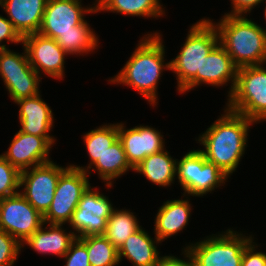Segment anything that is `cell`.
<instances>
[{"instance_id": "cell-14", "label": "cell", "mask_w": 266, "mask_h": 266, "mask_svg": "<svg viewBox=\"0 0 266 266\" xmlns=\"http://www.w3.org/2000/svg\"><path fill=\"white\" fill-rule=\"evenodd\" d=\"M29 62L34 70L42 77L48 75L55 80H63L65 76V57L68 55L54 40L39 33L23 37Z\"/></svg>"}, {"instance_id": "cell-31", "label": "cell", "mask_w": 266, "mask_h": 266, "mask_svg": "<svg viewBox=\"0 0 266 266\" xmlns=\"http://www.w3.org/2000/svg\"><path fill=\"white\" fill-rule=\"evenodd\" d=\"M22 245L10 234L0 230V266H14Z\"/></svg>"}, {"instance_id": "cell-11", "label": "cell", "mask_w": 266, "mask_h": 266, "mask_svg": "<svg viewBox=\"0 0 266 266\" xmlns=\"http://www.w3.org/2000/svg\"><path fill=\"white\" fill-rule=\"evenodd\" d=\"M67 167L51 161L21 171L19 193L44 215L53 200L59 177Z\"/></svg>"}, {"instance_id": "cell-6", "label": "cell", "mask_w": 266, "mask_h": 266, "mask_svg": "<svg viewBox=\"0 0 266 266\" xmlns=\"http://www.w3.org/2000/svg\"><path fill=\"white\" fill-rule=\"evenodd\" d=\"M226 108L256 124L266 121V65L238 68L236 83Z\"/></svg>"}, {"instance_id": "cell-21", "label": "cell", "mask_w": 266, "mask_h": 266, "mask_svg": "<svg viewBox=\"0 0 266 266\" xmlns=\"http://www.w3.org/2000/svg\"><path fill=\"white\" fill-rule=\"evenodd\" d=\"M66 230L63 225L43 223L21 244L22 248H25L26 245L38 254L54 255L62 258L77 238L71 230Z\"/></svg>"}, {"instance_id": "cell-4", "label": "cell", "mask_w": 266, "mask_h": 266, "mask_svg": "<svg viewBox=\"0 0 266 266\" xmlns=\"http://www.w3.org/2000/svg\"><path fill=\"white\" fill-rule=\"evenodd\" d=\"M188 30L178 55L169 61L181 94L196 88V74H202L204 58L219 43L218 31L208 18L200 19Z\"/></svg>"}, {"instance_id": "cell-17", "label": "cell", "mask_w": 266, "mask_h": 266, "mask_svg": "<svg viewBox=\"0 0 266 266\" xmlns=\"http://www.w3.org/2000/svg\"><path fill=\"white\" fill-rule=\"evenodd\" d=\"M36 96L23 98L15 102L19 108L20 131L39 137H44L52 146L56 144V138L49 133L55 126L54 114L51 107L41 98Z\"/></svg>"}, {"instance_id": "cell-8", "label": "cell", "mask_w": 266, "mask_h": 266, "mask_svg": "<svg viewBox=\"0 0 266 266\" xmlns=\"http://www.w3.org/2000/svg\"><path fill=\"white\" fill-rule=\"evenodd\" d=\"M22 47L24 52L21 54L9 48L0 50V77L14 103L41 93L39 85L42 79L31 66L23 44Z\"/></svg>"}, {"instance_id": "cell-13", "label": "cell", "mask_w": 266, "mask_h": 266, "mask_svg": "<svg viewBox=\"0 0 266 266\" xmlns=\"http://www.w3.org/2000/svg\"><path fill=\"white\" fill-rule=\"evenodd\" d=\"M93 3L88 7L82 4V0H47L38 33L55 40L60 34L75 30L86 14L98 13L96 2Z\"/></svg>"}, {"instance_id": "cell-23", "label": "cell", "mask_w": 266, "mask_h": 266, "mask_svg": "<svg viewBox=\"0 0 266 266\" xmlns=\"http://www.w3.org/2000/svg\"><path fill=\"white\" fill-rule=\"evenodd\" d=\"M92 170V171H90ZM134 170L127 161L123 145L117 139L107 150L99 157L96 162L86 171L87 175L96 172L99 179L103 180L107 189L112 188L115 179Z\"/></svg>"}, {"instance_id": "cell-15", "label": "cell", "mask_w": 266, "mask_h": 266, "mask_svg": "<svg viewBox=\"0 0 266 266\" xmlns=\"http://www.w3.org/2000/svg\"><path fill=\"white\" fill-rule=\"evenodd\" d=\"M164 135L159 130L148 125L126 128L123 122L118 123V139L123 145L126 158L134 169L147 156L165 149Z\"/></svg>"}, {"instance_id": "cell-5", "label": "cell", "mask_w": 266, "mask_h": 266, "mask_svg": "<svg viewBox=\"0 0 266 266\" xmlns=\"http://www.w3.org/2000/svg\"><path fill=\"white\" fill-rule=\"evenodd\" d=\"M248 235L229 228L183 248L190 252L193 266H241L244 250L254 239Z\"/></svg>"}, {"instance_id": "cell-10", "label": "cell", "mask_w": 266, "mask_h": 266, "mask_svg": "<svg viewBox=\"0 0 266 266\" xmlns=\"http://www.w3.org/2000/svg\"><path fill=\"white\" fill-rule=\"evenodd\" d=\"M112 201L97 186H89L81 196L77 208L68 223L70 230L79 237L104 235L107 219L113 209Z\"/></svg>"}, {"instance_id": "cell-12", "label": "cell", "mask_w": 266, "mask_h": 266, "mask_svg": "<svg viewBox=\"0 0 266 266\" xmlns=\"http://www.w3.org/2000/svg\"><path fill=\"white\" fill-rule=\"evenodd\" d=\"M43 221L41 215L20 193L0 199V230L24 243Z\"/></svg>"}, {"instance_id": "cell-35", "label": "cell", "mask_w": 266, "mask_h": 266, "mask_svg": "<svg viewBox=\"0 0 266 266\" xmlns=\"http://www.w3.org/2000/svg\"><path fill=\"white\" fill-rule=\"evenodd\" d=\"M183 258L181 259L177 255H162L158 258L157 262L153 266H193V260L190 252L186 248L181 250Z\"/></svg>"}, {"instance_id": "cell-9", "label": "cell", "mask_w": 266, "mask_h": 266, "mask_svg": "<svg viewBox=\"0 0 266 266\" xmlns=\"http://www.w3.org/2000/svg\"><path fill=\"white\" fill-rule=\"evenodd\" d=\"M85 171L71 164L61 173L53 200L48 211L43 215L44 223L68 224L83 193L91 185Z\"/></svg>"}, {"instance_id": "cell-24", "label": "cell", "mask_w": 266, "mask_h": 266, "mask_svg": "<svg viewBox=\"0 0 266 266\" xmlns=\"http://www.w3.org/2000/svg\"><path fill=\"white\" fill-rule=\"evenodd\" d=\"M177 159L171 157L170 151L163 149L160 152L147 156L133 172L144 176L149 182L159 187H170L176 178Z\"/></svg>"}, {"instance_id": "cell-22", "label": "cell", "mask_w": 266, "mask_h": 266, "mask_svg": "<svg viewBox=\"0 0 266 266\" xmlns=\"http://www.w3.org/2000/svg\"><path fill=\"white\" fill-rule=\"evenodd\" d=\"M157 245H161L158 238L155 235L154 238L151 237L148 231L141 227L118 249L119 262L124 258L132 263V266H153L161 254Z\"/></svg>"}, {"instance_id": "cell-29", "label": "cell", "mask_w": 266, "mask_h": 266, "mask_svg": "<svg viewBox=\"0 0 266 266\" xmlns=\"http://www.w3.org/2000/svg\"><path fill=\"white\" fill-rule=\"evenodd\" d=\"M86 245L90 266L119 265L118 249L104 235L79 237Z\"/></svg>"}, {"instance_id": "cell-19", "label": "cell", "mask_w": 266, "mask_h": 266, "mask_svg": "<svg viewBox=\"0 0 266 266\" xmlns=\"http://www.w3.org/2000/svg\"><path fill=\"white\" fill-rule=\"evenodd\" d=\"M182 196L184 199H171L163 202L158 209L153 232L161 243L181 231L183 232L189 223L193 208L189 196Z\"/></svg>"}, {"instance_id": "cell-27", "label": "cell", "mask_w": 266, "mask_h": 266, "mask_svg": "<svg viewBox=\"0 0 266 266\" xmlns=\"http://www.w3.org/2000/svg\"><path fill=\"white\" fill-rule=\"evenodd\" d=\"M82 136L90 159L89 164L84 167L74 164L71 165L86 172L87 169H89L96 160L102 156L107 148H109L118 139V123L102 124Z\"/></svg>"}, {"instance_id": "cell-7", "label": "cell", "mask_w": 266, "mask_h": 266, "mask_svg": "<svg viewBox=\"0 0 266 266\" xmlns=\"http://www.w3.org/2000/svg\"><path fill=\"white\" fill-rule=\"evenodd\" d=\"M228 176L215 164L206 160L199 149L185 153L176 162V179L184 191L182 195L203 197L226 184Z\"/></svg>"}, {"instance_id": "cell-34", "label": "cell", "mask_w": 266, "mask_h": 266, "mask_svg": "<svg viewBox=\"0 0 266 266\" xmlns=\"http://www.w3.org/2000/svg\"><path fill=\"white\" fill-rule=\"evenodd\" d=\"M253 239L245 248L241 266H266V253L257 251L258 243Z\"/></svg>"}, {"instance_id": "cell-18", "label": "cell", "mask_w": 266, "mask_h": 266, "mask_svg": "<svg viewBox=\"0 0 266 266\" xmlns=\"http://www.w3.org/2000/svg\"><path fill=\"white\" fill-rule=\"evenodd\" d=\"M237 71L238 67L224 47L218 43L204 58L202 74H196V88L202 84L219 88L224 85L228 86L227 83H229L231 84L227 91V96H229L236 83Z\"/></svg>"}, {"instance_id": "cell-1", "label": "cell", "mask_w": 266, "mask_h": 266, "mask_svg": "<svg viewBox=\"0 0 266 266\" xmlns=\"http://www.w3.org/2000/svg\"><path fill=\"white\" fill-rule=\"evenodd\" d=\"M223 114L196 139L206 160L230 177L240 165L248 144L253 120L224 107Z\"/></svg>"}, {"instance_id": "cell-28", "label": "cell", "mask_w": 266, "mask_h": 266, "mask_svg": "<svg viewBox=\"0 0 266 266\" xmlns=\"http://www.w3.org/2000/svg\"><path fill=\"white\" fill-rule=\"evenodd\" d=\"M135 213L128 209L114 208L107 219L104 236L119 249L128 237L138 231L142 226Z\"/></svg>"}, {"instance_id": "cell-20", "label": "cell", "mask_w": 266, "mask_h": 266, "mask_svg": "<svg viewBox=\"0 0 266 266\" xmlns=\"http://www.w3.org/2000/svg\"><path fill=\"white\" fill-rule=\"evenodd\" d=\"M47 0H0V7L7 19L23 38L38 33L43 20Z\"/></svg>"}, {"instance_id": "cell-32", "label": "cell", "mask_w": 266, "mask_h": 266, "mask_svg": "<svg viewBox=\"0 0 266 266\" xmlns=\"http://www.w3.org/2000/svg\"><path fill=\"white\" fill-rule=\"evenodd\" d=\"M62 258L65 260L64 266H90L87 247L79 238H76Z\"/></svg>"}, {"instance_id": "cell-2", "label": "cell", "mask_w": 266, "mask_h": 266, "mask_svg": "<svg viewBox=\"0 0 266 266\" xmlns=\"http://www.w3.org/2000/svg\"><path fill=\"white\" fill-rule=\"evenodd\" d=\"M160 32H150L139 39L135 50L123 68L107 80L110 84L125 85L136 90L149 105H158V83L164 71H170L165 62V47Z\"/></svg>"}, {"instance_id": "cell-30", "label": "cell", "mask_w": 266, "mask_h": 266, "mask_svg": "<svg viewBox=\"0 0 266 266\" xmlns=\"http://www.w3.org/2000/svg\"><path fill=\"white\" fill-rule=\"evenodd\" d=\"M20 173L0 154V199L19 193Z\"/></svg>"}, {"instance_id": "cell-3", "label": "cell", "mask_w": 266, "mask_h": 266, "mask_svg": "<svg viewBox=\"0 0 266 266\" xmlns=\"http://www.w3.org/2000/svg\"><path fill=\"white\" fill-rule=\"evenodd\" d=\"M247 15H223L213 22L219 43L238 67L266 64V28Z\"/></svg>"}, {"instance_id": "cell-36", "label": "cell", "mask_w": 266, "mask_h": 266, "mask_svg": "<svg viewBox=\"0 0 266 266\" xmlns=\"http://www.w3.org/2000/svg\"><path fill=\"white\" fill-rule=\"evenodd\" d=\"M231 11L225 13V15H249L252 10L260 4L264 3L265 0H230Z\"/></svg>"}, {"instance_id": "cell-16", "label": "cell", "mask_w": 266, "mask_h": 266, "mask_svg": "<svg viewBox=\"0 0 266 266\" xmlns=\"http://www.w3.org/2000/svg\"><path fill=\"white\" fill-rule=\"evenodd\" d=\"M52 147L44 137L19 130L1 155L21 172L53 161L49 158Z\"/></svg>"}, {"instance_id": "cell-37", "label": "cell", "mask_w": 266, "mask_h": 266, "mask_svg": "<svg viewBox=\"0 0 266 266\" xmlns=\"http://www.w3.org/2000/svg\"><path fill=\"white\" fill-rule=\"evenodd\" d=\"M264 2H266V0ZM263 4L266 5V3H263ZM263 11H264V16L263 17H265L264 19L266 20V6H265V9Z\"/></svg>"}, {"instance_id": "cell-25", "label": "cell", "mask_w": 266, "mask_h": 266, "mask_svg": "<svg viewBox=\"0 0 266 266\" xmlns=\"http://www.w3.org/2000/svg\"><path fill=\"white\" fill-rule=\"evenodd\" d=\"M96 9L100 13L112 12L126 16L144 18H159L165 14V7L161 0H94Z\"/></svg>"}, {"instance_id": "cell-33", "label": "cell", "mask_w": 266, "mask_h": 266, "mask_svg": "<svg viewBox=\"0 0 266 266\" xmlns=\"http://www.w3.org/2000/svg\"><path fill=\"white\" fill-rule=\"evenodd\" d=\"M22 41L23 38L14 29L12 23L7 19V17L0 15V50L8 49L9 46L6 44H22ZM4 42H6V44H4Z\"/></svg>"}, {"instance_id": "cell-26", "label": "cell", "mask_w": 266, "mask_h": 266, "mask_svg": "<svg viewBox=\"0 0 266 266\" xmlns=\"http://www.w3.org/2000/svg\"><path fill=\"white\" fill-rule=\"evenodd\" d=\"M98 38L95 30L84 20L75 26V30L62 33L55 40L68 55L84 56L98 49Z\"/></svg>"}]
</instances>
